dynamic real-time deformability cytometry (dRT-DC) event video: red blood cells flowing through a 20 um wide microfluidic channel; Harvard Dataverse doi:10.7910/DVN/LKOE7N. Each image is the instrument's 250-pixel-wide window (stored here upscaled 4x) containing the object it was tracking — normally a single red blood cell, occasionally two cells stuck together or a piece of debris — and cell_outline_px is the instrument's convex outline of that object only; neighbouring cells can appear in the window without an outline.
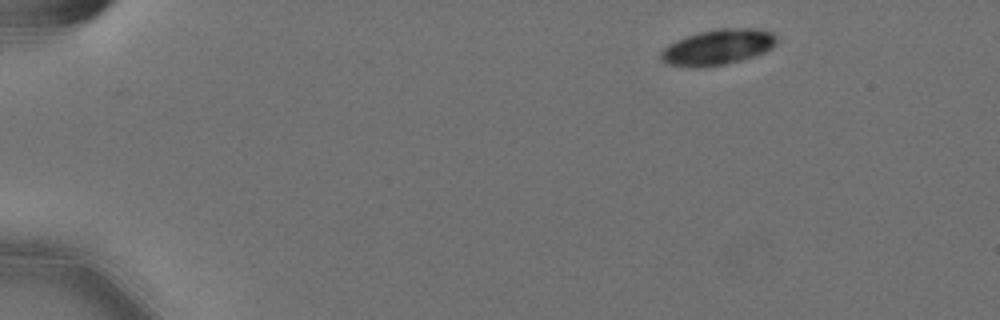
{"species": "Egyptian fruit bat (a non-hibernating species)", "species_latin": "Rousettus aegyptiacus", "temperature_condition": "cold", "stored_images_in_passage": 9, "camera_frame_rate_fps": 3000, "um_per_image_px": 0.085, "animal": {"sex": "female"}, "frame": {"image": 1, "passage_image": 1, "time_ms": 0.0, "image_size_px": [1000, 320], "cell_outline_px": [[776, 44], [772, 48], [764, 52], [740, 60], [724, 64], [696, 68], [668, 64], [660, 60], [660, 52], [668, 44], [676, 40], [700, 32], [716, 28], [760, 28], [772, 32], [776, 36]], "centroid_in_image_um": [61.01, 3.99], "position_along_channel_um": 24.0, "area_um2": 23.99}}